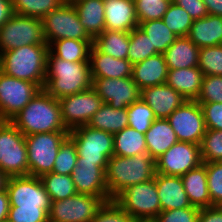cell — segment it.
Masks as SVG:
<instances>
[{"label": "cell", "mask_w": 222, "mask_h": 222, "mask_svg": "<svg viewBox=\"0 0 222 222\" xmlns=\"http://www.w3.org/2000/svg\"><path fill=\"white\" fill-rule=\"evenodd\" d=\"M200 48L187 36L177 37L163 53L168 69L197 67Z\"/></svg>", "instance_id": "28"}, {"label": "cell", "mask_w": 222, "mask_h": 222, "mask_svg": "<svg viewBox=\"0 0 222 222\" xmlns=\"http://www.w3.org/2000/svg\"><path fill=\"white\" fill-rule=\"evenodd\" d=\"M207 8L208 14L222 16V0H202Z\"/></svg>", "instance_id": "54"}, {"label": "cell", "mask_w": 222, "mask_h": 222, "mask_svg": "<svg viewBox=\"0 0 222 222\" xmlns=\"http://www.w3.org/2000/svg\"><path fill=\"white\" fill-rule=\"evenodd\" d=\"M206 172L211 206L222 205V165L219 162L206 163Z\"/></svg>", "instance_id": "44"}, {"label": "cell", "mask_w": 222, "mask_h": 222, "mask_svg": "<svg viewBox=\"0 0 222 222\" xmlns=\"http://www.w3.org/2000/svg\"><path fill=\"white\" fill-rule=\"evenodd\" d=\"M198 222H222V205L200 208Z\"/></svg>", "instance_id": "51"}, {"label": "cell", "mask_w": 222, "mask_h": 222, "mask_svg": "<svg viewBox=\"0 0 222 222\" xmlns=\"http://www.w3.org/2000/svg\"><path fill=\"white\" fill-rule=\"evenodd\" d=\"M93 40L60 39L49 45V50L57 57L69 62H89Z\"/></svg>", "instance_id": "31"}, {"label": "cell", "mask_w": 222, "mask_h": 222, "mask_svg": "<svg viewBox=\"0 0 222 222\" xmlns=\"http://www.w3.org/2000/svg\"><path fill=\"white\" fill-rule=\"evenodd\" d=\"M156 161L148 153L132 157L113 155L108 159L105 181L109 196L114 199L128 186L155 178Z\"/></svg>", "instance_id": "4"}, {"label": "cell", "mask_w": 222, "mask_h": 222, "mask_svg": "<svg viewBox=\"0 0 222 222\" xmlns=\"http://www.w3.org/2000/svg\"><path fill=\"white\" fill-rule=\"evenodd\" d=\"M202 164L200 145L178 141L156 160V173L183 176Z\"/></svg>", "instance_id": "16"}, {"label": "cell", "mask_w": 222, "mask_h": 222, "mask_svg": "<svg viewBox=\"0 0 222 222\" xmlns=\"http://www.w3.org/2000/svg\"><path fill=\"white\" fill-rule=\"evenodd\" d=\"M158 54L149 37L138 26L129 32V50L127 59L132 65Z\"/></svg>", "instance_id": "37"}, {"label": "cell", "mask_w": 222, "mask_h": 222, "mask_svg": "<svg viewBox=\"0 0 222 222\" xmlns=\"http://www.w3.org/2000/svg\"><path fill=\"white\" fill-rule=\"evenodd\" d=\"M51 201H59L77 194L71 175L46 173L40 177Z\"/></svg>", "instance_id": "35"}, {"label": "cell", "mask_w": 222, "mask_h": 222, "mask_svg": "<svg viewBox=\"0 0 222 222\" xmlns=\"http://www.w3.org/2000/svg\"><path fill=\"white\" fill-rule=\"evenodd\" d=\"M168 70L164 54L158 53L134 64L131 78L142 90L147 87L165 84Z\"/></svg>", "instance_id": "23"}, {"label": "cell", "mask_w": 222, "mask_h": 222, "mask_svg": "<svg viewBox=\"0 0 222 222\" xmlns=\"http://www.w3.org/2000/svg\"><path fill=\"white\" fill-rule=\"evenodd\" d=\"M109 200L112 199L77 193L63 200L52 201L49 222H91L103 203Z\"/></svg>", "instance_id": "13"}, {"label": "cell", "mask_w": 222, "mask_h": 222, "mask_svg": "<svg viewBox=\"0 0 222 222\" xmlns=\"http://www.w3.org/2000/svg\"><path fill=\"white\" fill-rule=\"evenodd\" d=\"M128 127L145 134L156 119L153 110L140 98L127 107Z\"/></svg>", "instance_id": "39"}, {"label": "cell", "mask_w": 222, "mask_h": 222, "mask_svg": "<svg viewBox=\"0 0 222 222\" xmlns=\"http://www.w3.org/2000/svg\"><path fill=\"white\" fill-rule=\"evenodd\" d=\"M48 44L25 45L0 54V71L17 79L45 86Z\"/></svg>", "instance_id": "3"}, {"label": "cell", "mask_w": 222, "mask_h": 222, "mask_svg": "<svg viewBox=\"0 0 222 222\" xmlns=\"http://www.w3.org/2000/svg\"><path fill=\"white\" fill-rule=\"evenodd\" d=\"M155 182L161 211L192 206L185 192L181 176H167L156 173Z\"/></svg>", "instance_id": "21"}, {"label": "cell", "mask_w": 222, "mask_h": 222, "mask_svg": "<svg viewBox=\"0 0 222 222\" xmlns=\"http://www.w3.org/2000/svg\"><path fill=\"white\" fill-rule=\"evenodd\" d=\"M105 30L130 32L139 22L134 0H103Z\"/></svg>", "instance_id": "20"}, {"label": "cell", "mask_w": 222, "mask_h": 222, "mask_svg": "<svg viewBox=\"0 0 222 222\" xmlns=\"http://www.w3.org/2000/svg\"><path fill=\"white\" fill-rule=\"evenodd\" d=\"M77 149L73 140L68 136L60 145L53 166V173L71 175L77 165Z\"/></svg>", "instance_id": "40"}, {"label": "cell", "mask_w": 222, "mask_h": 222, "mask_svg": "<svg viewBox=\"0 0 222 222\" xmlns=\"http://www.w3.org/2000/svg\"><path fill=\"white\" fill-rule=\"evenodd\" d=\"M9 197L6 190L0 191V222H4L8 218Z\"/></svg>", "instance_id": "53"}, {"label": "cell", "mask_w": 222, "mask_h": 222, "mask_svg": "<svg viewBox=\"0 0 222 222\" xmlns=\"http://www.w3.org/2000/svg\"><path fill=\"white\" fill-rule=\"evenodd\" d=\"M90 62H69L50 50L44 90L56 99L81 93L92 87Z\"/></svg>", "instance_id": "2"}, {"label": "cell", "mask_w": 222, "mask_h": 222, "mask_svg": "<svg viewBox=\"0 0 222 222\" xmlns=\"http://www.w3.org/2000/svg\"><path fill=\"white\" fill-rule=\"evenodd\" d=\"M179 141L201 144L206 132L204 114L197 101H186L168 118Z\"/></svg>", "instance_id": "15"}, {"label": "cell", "mask_w": 222, "mask_h": 222, "mask_svg": "<svg viewBox=\"0 0 222 222\" xmlns=\"http://www.w3.org/2000/svg\"><path fill=\"white\" fill-rule=\"evenodd\" d=\"M198 68L204 76H222V45L200 48Z\"/></svg>", "instance_id": "41"}, {"label": "cell", "mask_w": 222, "mask_h": 222, "mask_svg": "<svg viewBox=\"0 0 222 222\" xmlns=\"http://www.w3.org/2000/svg\"><path fill=\"white\" fill-rule=\"evenodd\" d=\"M91 222H136L113 199L106 201Z\"/></svg>", "instance_id": "46"}, {"label": "cell", "mask_w": 222, "mask_h": 222, "mask_svg": "<svg viewBox=\"0 0 222 222\" xmlns=\"http://www.w3.org/2000/svg\"><path fill=\"white\" fill-rule=\"evenodd\" d=\"M69 137L77 149V162L107 166L108 159L114 155L113 134L109 132L83 125L70 130Z\"/></svg>", "instance_id": "6"}, {"label": "cell", "mask_w": 222, "mask_h": 222, "mask_svg": "<svg viewBox=\"0 0 222 222\" xmlns=\"http://www.w3.org/2000/svg\"><path fill=\"white\" fill-rule=\"evenodd\" d=\"M79 21L94 39L105 30L103 0H82L73 5Z\"/></svg>", "instance_id": "29"}, {"label": "cell", "mask_w": 222, "mask_h": 222, "mask_svg": "<svg viewBox=\"0 0 222 222\" xmlns=\"http://www.w3.org/2000/svg\"><path fill=\"white\" fill-rule=\"evenodd\" d=\"M6 191L10 206H18V209H45L48 213L50 211L52 201L40 177H9Z\"/></svg>", "instance_id": "11"}, {"label": "cell", "mask_w": 222, "mask_h": 222, "mask_svg": "<svg viewBox=\"0 0 222 222\" xmlns=\"http://www.w3.org/2000/svg\"><path fill=\"white\" fill-rule=\"evenodd\" d=\"M14 14L11 0H0V27Z\"/></svg>", "instance_id": "52"}, {"label": "cell", "mask_w": 222, "mask_h": 222, "mask_svg": "<svg viewBox=\"0 0 222 222\" xmlns=\"http://www.w3.org/2000/svg\"><path fill=\"white\" fill-rule=\"evenodd\" d=\"M187 37L199 48L222 45V16L193 20Z\"/></svg>", "instance_id": "25"}, {"label": "cell", "mask_w": 222, "mask_h": 222, "mask_svg": "<svg viewBox=\"0 0 222 222\" xmlns=\"http://www.w3.org/2000/svg\"><path fill=\"white\" fill-rule=\"evenodd\" d=\"M11 122L24 135L69 132L62 121L58 99L41 89Z\"/></svg>", "instance_id": "1"}, {"label": "cell", "mask_w": 222, "mask_h": 222, "mask_svg": "<svg viewBox=\"0 0 222 222\" xmlns=\"http://www.w3.org/2000/svg\"><path fill=\"white\" fill-rule=\"evenodd\" d=\"M92 87L103 103L114 109L127 108L141 96V90L131 77L92 78Z\"/></svg>", "instance_id": "17"}, {"label": "cell", "mask_w": 222, "mask_h": 222, "mask_svg": "<svg viewBox=\"0 0 222 222\" xmlns=\"http://www.w3.org/2000/svg\"><path fill=\"white\" fill-rule=\"evenodd\" d=\"M7 220L9 222H49V215L45 209H18V206H10Z\"/></svg>", "instance_id": "48"}, {"label": "cell", "mask_w": 222, "mask_h": 222, "mask_svg": "<svg viewBox=\"0 0 222 222\" xmlns=\"http://www.w3.org/2000/svg\"><path fill=\"white\" fill-rule=\"evenodd\" d=\"M138 27L149 37L152 47H155V50L161 54H163L177 38L162 19L141 22L138 24Z\"/></svg>", "instance_id": "34"}, {"label": "cell", "mask_w": 222, "mask_h": 222, "mask_svg": "<svg viewBox=\"0 0 222 222\" xmlns=\"http://www.w3.org/2000/svg\"><path fill=\"white\" fill-rule=\"evenodd\" d=\"M218 162L222 165V158Z\"/></svg>", "instance_id": "57"}, {"label": "cell", "mask_w": 222, "mask_h": 222, "mask_svg": "<svg viewBox=\"0 0 222 222\" xmlns=\"http://www.w3.org/2000/svg\"><path fill=\"white\" fill-rule=\"evenodd\" d=\"M127 108L114 109L108 104H103L92 116L88 126L115 134L128 127Z\"/></svg>", "instance_id": "30"}, {"label": "cell", "mask_w": 222, "mask_h": 222, "mask_svg": "<svg viewBox=\"0 0 222 222\" xmlns=\"http://www.w3.org/2000/svg\"><path fill=\"white\" fill-rule=\"evenodd\" d=\"M62 121L70 131L79 126L87 125L92 116L104 104L93 87L58 99Z\"/></svg>", "instance_id": "14"}, {"label": "cell", "mask_w": 222, "mask_h": 222, "mask_svg": "<svg viewBox=\"0 0 222 222\" xmlns=\"http://www.w3.org/2000/svg\"><path fill=\"white\" fill-rule=\"evenodd\" d=\"M184 189L192 206L207 208L211 206V197L207 186L206 163L191 169L183 176Z\"/></svg>", "instance_id": "27"}, {"label": "cell", "mask_w": 222, "mask_h": 222, "mask_svg": "<svg viewBox=\"0 0 222 222\" xmlns=\"http://www.w3.org/2000/svg\"><path fill=\"white\" fill-rule=\"evenodd\" d=\"M47 44L42 19L13 14L0 27V54L25 45Z\"/></svg>", "instance_id": "9"}, {"label": "cell", "mask_w": 222, "mask_h": 222, "mask_svg": "<svg viewBox=\"0 0 222 222\" xmlns=\"http://www.w3.org/2000/svg\"><path fill=\"white\" fill-rule=\"evenodd\" d=\"M198 103H222V76H204Z\"/></svg>", "instance_id": "45"}, {"label": "cell", "mask_w": 222, "mask_h": 222, "mask_svg": "<svg viewBox=\"0 0 222 222\" xmlns=\"http://www.w3.org/2000/svg\"><path fill=\"white\" fill-rule=\"evenodd\" d=\"M40 90L36 83L0 71V121H11Z\"/></svg>", "instance_id": "12"}, {"label": "cell", "mask_w": 222, "mask_h": 222, "mask_svg": "<svg viewBox=\"0 0 222 222\" xmlns=\"http://www.w3.org/2000/svg\"><path fill=\"white\" fill-rule=\"evenodd\" d=\"M203 78L204 74L198 66L169 69L166 84L180 93L186 101H196L201 92Z\"/></svg>", "instance_id": "24"}, {"label": "cell", "mask_w": 222, "mask_h": 222, "mask_svg": "<svg viewBox=\"0 0 222 222\" xmlns=\"http://www.w3.org/2000/svg\"><path fill=\"white\" fill-rule=\"evenodd\" d=\"M174 4L185 9L193 20L208 16L205 3L202 0H172Z\"/></svg>", "instance_id": "50"}, {"label": "cell", "mask_w": 222, "mask_h": 222, "mask_svg": "<svg viewBox=\"0 0 222 222\" xmlns=\"http://www.w3.org/2000/svg\"><path fill=\"white\" fill-rule=\"evenodd\" d=\"M138 22L162 19L171 0H134Z\"/></svg>", "instance_id": "43"}, {"label": "cell", "mask_w": 222, "mask_h": 222, "mask_svg": "<svg viewBox=\"0 0 222 222\" xmlns=\"http://www.w3.org/2000/svg\"><path fill=\"white\" fill-rule=\"evenodd\" d=\"M202 107L206 129L222 131V103H199Z\"/></svg>", "instance_id": "49"}, {"label": "cell", "mask_w": 222, "mask_h": 222, "mask_svg": "<svg viewBox=\"0 0 222 222\" xmlns=\"http://www.w3.org/2000/svg\"><path fill=\"white\" fill-rule=\"evenodd\" d=\"M63 1H64V3H66V4H72V5H74V4H76L77 2L82 1V0H63Z\"/></svg>", "instance_id": "56"}, {"label": "cell", "mask_w": 222, "mask_h": 222, "mask_svg": "<svg viewBox=\"0 0 222 222\" xmlns=\"http://www.w3.org/2000/svg\"><path fill=\"white\" fill-rule=\"evenodd\" d=\"M69 132L36 133L25 136L28 152V175L41 177L53 171L55 159Z\"/></svg>", "instance_id": "8"}, {"label": "cell", "mask_w": 222, "mask_h": 222, "mask_svg": "<svg viewBox=\"0 0 222 222\" xmlns=\"http://www.w3.org/2000/svg\"><path fill=\"white\" fill-rule=\"evenodd\" d=\"M199 211L195 206L161 211L152 222H198Z\"/></svg>", "instance_id": "47"}, {"label": "cell", "mask_w": 222, "mask_h": 222, "mask_svg": "<svg viewBox=\"0 0 222 222\" xmlns=\"http://www.w3.org/2000/svg\"><path fill=\"white\" fill-rule=\"evenodd\" d=\"M113 200L136 222H152L161 212L155 178L128 186Z\"/></svg>", "instance_id": "5"}, {"label": "cell", "mask_w": 222, "mask_h": 222, "mask_svg": "<svg viewBox=\"0 0 222 222\" xmlns=\"http://www.w3.org/2000/svg\"><path fill=\"white\" fill-rule=\"evenodd\" d=\"M9 177L0 170V191L6 190Z\"/></svg>", "instance_id": "55"}, {"label": "cell", "mask_w": 222, "mask_h": 222, "mask_svg": "<svg viewBox=\"0 0 222 222\" xmlns=\"http://www.w3.org/2000/svg\"><path fill=\"white\" fill-rule=\"evenodd\" d=\"M140 98L153 110L156 119H167L186 102L180 93L166 83L142 89Z\"/></svg>", "instance_id": "19"}, {"label": "cell", "mask_w": 222, "mask_h": 222, "mask_svg": "<svg viewBox=\"0 0 222 222\" xmlns=\"http://www.w3.org/2000/svg\"><path fill=\"white\" fill-rule=\"evenodd\" d=\"M147 153L156 161L179 140L167 119H155L145 133Z\"/></svg>", "instance_id": "26"}, {"label": "cell", "mask_w": 222, "mask_h": 222, "mask_svg": "<svg viewBox=\"0 0 222 222\" xmlns=\"http://www.w3.org/2000/svg\"><path fill=\"white\" fill-rule=\"evenodd\" d=\"M43 34L50 45L60 39L93 40L79 21L78 13L72 4L63 3L56 10H52L44 18Z\"/></svg>", "instance_id": "10"}, {"label": "cell", "mask_w": 222, "mask_h": 222, "mask_svg": "<svg viewBox=\"0 0 222 222\" xmlns=\"http://www.w3.org/2000/svg\"><path fill=\"white\" fill-rule=\"evenodd\" d=\"M106 167L89 162H77L71 173L77 193L110 198L105 181Z\"/></svg>", "instance_id": "18"}, {"label": "cell", "mask_w": 222, "mask_h": 222, "mask_svg": "<svg viewBox=\"0 0 222 222\" xmlns=\"http://www.w3.org/2000/svg\"><path fill=\"white\" fill-rule=\"evenodd\" d=\"M114 155L132 157L139 153H147L145 134L126 127L113 134Z\"/></svg>", "instance_id": "33"}, {"label": "cell", "mask_w": 222, "mask_h": 222, "mask_svg": "<svg viewBox=\"0 0 222 222\" xmlns=\"http://www.w3.org/2000/svg\"><path fill=\"white\" fill-rule=\"evenodd\" d=\"M93 45L102 53L117 59H127L129 32L104 30L93 39Z\"/></svg>", "instance_id": "32"}, {"label": "cell", "mask_w": 222, "mask_h": 222, "mask_svg": "<svg viewBox=\"0 0 222 222\" xmlns=\"http://www.w3.org/2000/svg\"><path fill=\"white\" fill-rule=\"evenodd\" d=\"M64 3L63 0H11L15 14L42 19Z\"/></svg>", "instance_id": "36"}, {"label": "cell", "mask_w": 222, "mask_h": 222, "mask_svg": "<svg viewBox=\"0 0 222 222\" xmlns=\"http://www.w3.org/2000/svg\"><path fill=\"white\" fill-rule=\"evenodd\" d=\"M92 78H126L132 76L133 65L128 59H117L100 52L94 45L90 50Z\"/></svg>", "instance_id": "22"}, {"label": "cell", "mask_w": 222, "mask_h": 222, "mask_svg": "<svg viewBox=\"0 0 222 222\" xmlns=\"http://www.w3.org/2000/svg\"><path fill=\"white\" fill-rule=\"evenodd\" d=\"M202 163L218 162L222 158V131L207 129L201 144Z\"/></svg>", "instance_id": "42"}, {"label": "cell", "mask_w": 222, "mask_h": 222, "mask_svg": "<svg viewBox=\"0 0 222 222\" xmlns=\"http://www.w3.org/2000/svg\"><path fill=\"white\" fill-rule=\"evenodd\" d=\"M0 170L8 177L28 175L25 136L11 121H0Z\"/></svg>", "instance_id": "7"}, {"label": "cell", "mask_w": 222, "mask_h": 222, "mask_svg": "<svg viewBox=\"0 0 222 222\" xmlns=\"http://www.w3.org/2000/svg\"><path fill=\"white\" fill-rule=\"evenodd\" d=\"M162 20L177 37L188 36L193 23L189 13L173 2L168 6Z\"/></svg>", "instance_id": "38"}]
</instances>
